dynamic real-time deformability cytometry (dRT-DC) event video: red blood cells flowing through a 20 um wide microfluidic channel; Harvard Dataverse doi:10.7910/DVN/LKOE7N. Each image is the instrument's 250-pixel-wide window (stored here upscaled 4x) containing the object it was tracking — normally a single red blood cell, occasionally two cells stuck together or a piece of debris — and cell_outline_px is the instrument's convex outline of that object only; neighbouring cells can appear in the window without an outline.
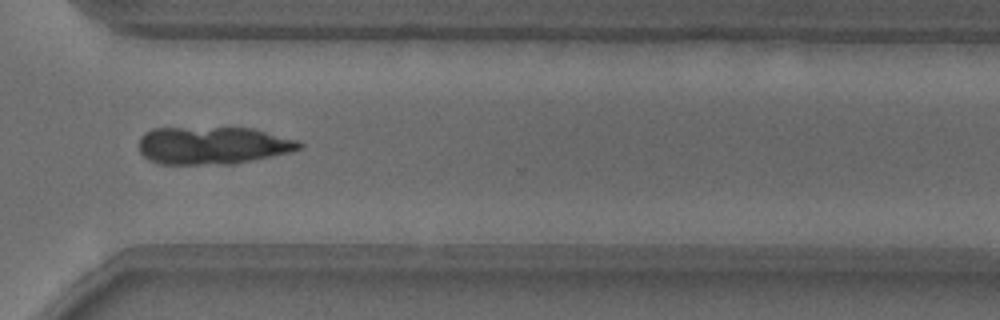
{"species": "common noctule bat (a hibernating species)", "species_latin": "Nyctalus noctula", "temperature_condition": "warm", "stored_images_in_passage": 37, "camera_frame_rate_fps": 3000, "um_per_image_px": 0.085, "animal": {"sex": "male", "body_mass_g": 18.8}, "frame": {"image": 1, "passage_image": 23, "time_ms": 7.333, "image_size_px": [1000, 320], "cell_outline_px": [[304, 148], [288, 152], [236, 164], [160, 164], [148, 160], [140, 152], [140, 136], [144, 132], [152, 128], [252, 128], [300, 140], [304, 144]], "centroid_in_image_um": [18.1, 12.36], "position_along_channel_um": 352.5, "area_um2": 35.37}}
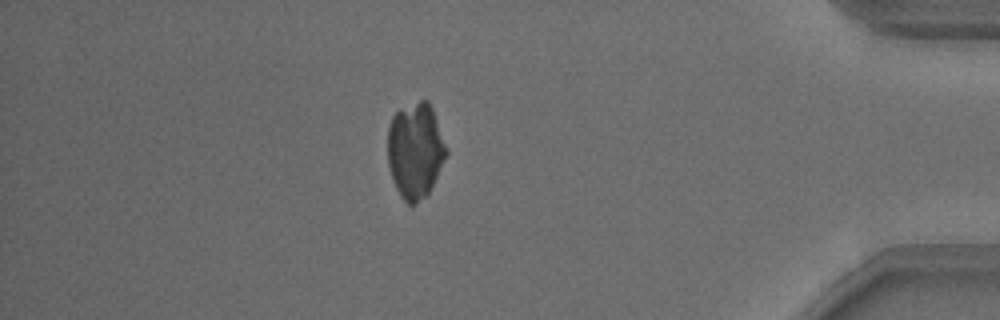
{"frame": {"image": 2, "passage_image": 30, "time_ms": 9.667, "image_size_px": [1000, 320], "cell_outline_px": [[448, 152], [428, 196], [416, 204], [408, 204], [400, 196], [396, 188], [388, 164], [388, 124], [392, 116], [396, 112], [420, 100], [428, 100], [432, 108]], "centroid_in_image_um": [35.3, 12.83], "position_along_channel_um": 399.9, "area_um2": 32.6}}
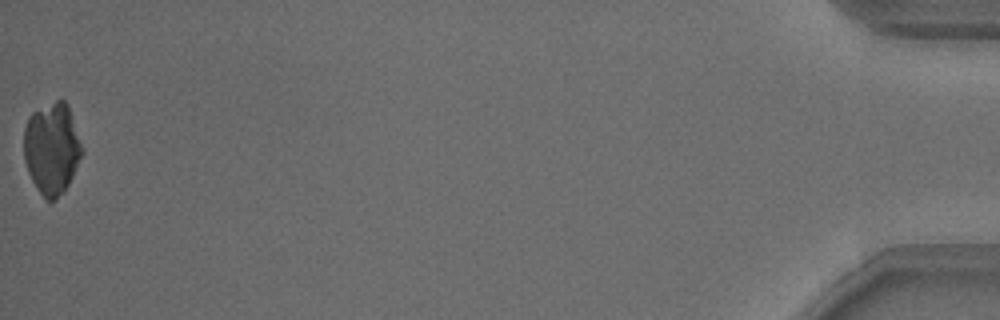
{"frame": {"image": 3, "passage_image": 37, "time_ms": 12.0, "image_size_px": [1000, 320], "cell_outline_px": [[84, 152], [64, 192], [56, 200], [48, 200], [36, 188], [28, 172], [24, 160], [24, 128], [28, 116], [32, 112], [60, 96], [68, 104], [84, 148]], "centroid_in_image_um": [4.42, 12.57], "position_along_channel_um": 430.8, "area_um2": 31.56}}